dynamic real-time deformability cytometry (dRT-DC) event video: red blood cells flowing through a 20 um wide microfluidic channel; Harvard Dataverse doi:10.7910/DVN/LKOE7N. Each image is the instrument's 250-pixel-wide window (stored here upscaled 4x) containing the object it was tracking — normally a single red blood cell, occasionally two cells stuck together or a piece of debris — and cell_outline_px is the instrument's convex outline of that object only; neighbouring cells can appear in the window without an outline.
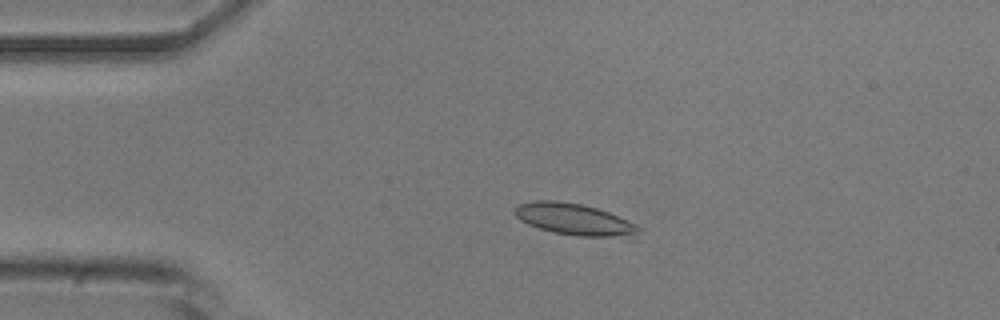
{"species": "common noctule bat (a hibernating species)", "species_latin": "Nyctalus noctula", "temperature_condition": "room temperature", "stored_images_in_passage": 16, "camera_frame_rate_fps": 3000, "um_per_image_px": 0.085, "animal": {"sex": "male", "body_mass_g": 20.5, "forearm_length_mm": 52.5}, "frame": {"image": 1, "passage_image": 11, "time_ms": 3.333, "image_size_px": [1000, 320], "cell_outline_px": [[644, 228], [636, 240], [628, 240], [576, 236], [556, 232], [540, 228], [528, 224], [520, 220], [512, 212], [516, 204], [532, 200], [556, 200], [580, 204], [596, 208], [608, 212], [628, 220]], "centroid_in_image_um": [48.97, 18.7], "position_along_channel_um": 36.0, "area_um2": 23.93}}